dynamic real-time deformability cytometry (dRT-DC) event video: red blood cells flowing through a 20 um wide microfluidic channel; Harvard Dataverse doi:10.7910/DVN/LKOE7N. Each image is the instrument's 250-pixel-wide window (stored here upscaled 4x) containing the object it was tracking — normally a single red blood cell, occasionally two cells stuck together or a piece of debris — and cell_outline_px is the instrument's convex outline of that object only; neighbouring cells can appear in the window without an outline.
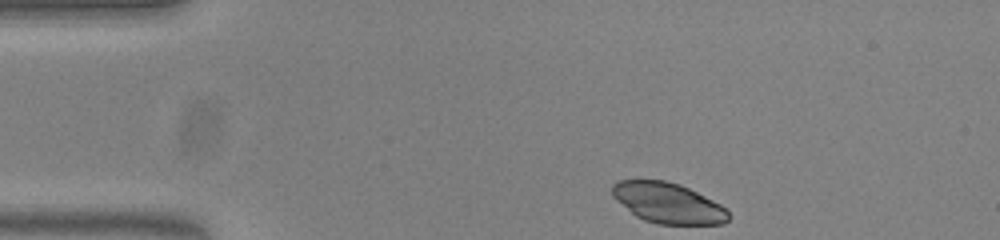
{"species": "common noctule bat (a hibernating species)", "species_latin": "Nyctalus noctula", "temperature_condition": "warm", "stored_images_in_passage": 39, "camera_frame_rate_fps": 3000, "um_per_image_px": 0.085, "animal": {"sex": "female", "body_mass_g": 23.0, "forearm_length_mm": 53.4}, "frame": {"image": 1, "passage_image": 1, "time_ms": 0.0, "image_size_px": [1000, 240], "cell_outline_px": [[732, 216], [724, 224], [660, 224], [644, 220], [636, 216], [616, 200], [612, 196], [612, 184], [620, 180], [664, 180], [680, 184], [720, 204]], "centroid_in_image_um": [56.77, 17.26], "position_along_channel_um": 28.2, "area_um2": 27.28}}